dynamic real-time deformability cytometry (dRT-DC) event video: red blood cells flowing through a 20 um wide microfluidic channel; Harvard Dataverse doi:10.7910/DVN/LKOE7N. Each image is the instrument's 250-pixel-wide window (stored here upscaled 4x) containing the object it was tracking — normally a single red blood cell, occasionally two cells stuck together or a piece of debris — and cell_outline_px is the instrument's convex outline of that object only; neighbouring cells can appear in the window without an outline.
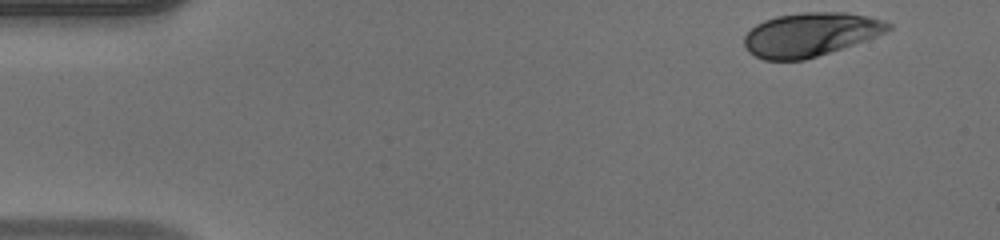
{"species": "human", "species_latin": "Homo sapiens", "temperature_condition": "warm", "stored_images_in_passage": 46, "camera_frame_rate_fps": 3000, "um_per_image_px": 0.085, "donor": {"sex": "male"}, "frame": {"image": 1, "passage_image": 1, "time_ms": 0.0, "image_size_px": [1000, 240], "cell_outline_px": [[892, 28], [876, 36], [804, 60], [764, 60], [748, 52], [744, 48], [744, 36], [756, 24], [764, 20], [776, 16], [804, 12], [848, 12], [868, 16], [884, 20], [892, 24]], "centroid_in_image_um": [68.85, 2.92], "position_along_channel_um": 16.1, "area_um2": 36.47}}
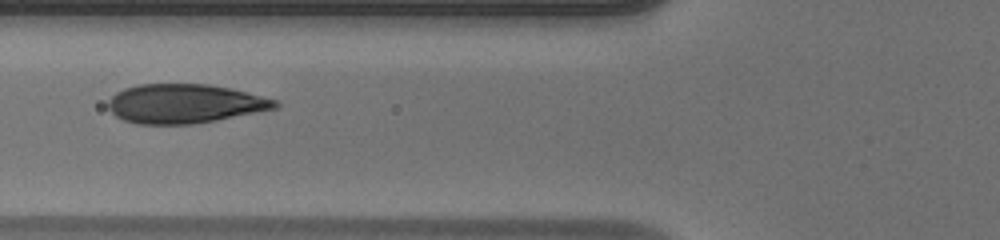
{"frame": {"image": 2, "passage_image": 16, "time_ms": 5.0, "image_size_px": [1000, 240], "cell_outline_px": [[280, 104], [276, 108], [216, 120], [192, 124], [136, 124], [124, 120], [116, 116], [108, 108], [108, 100], [116, 92], [124, 88], [140, 84], [208, 84], [228, 88], [276, 100]], "centroid_in_image_um": [15.64, 8.81], "position_along_channel_um": 110.2, "area_um2": 37.74}}
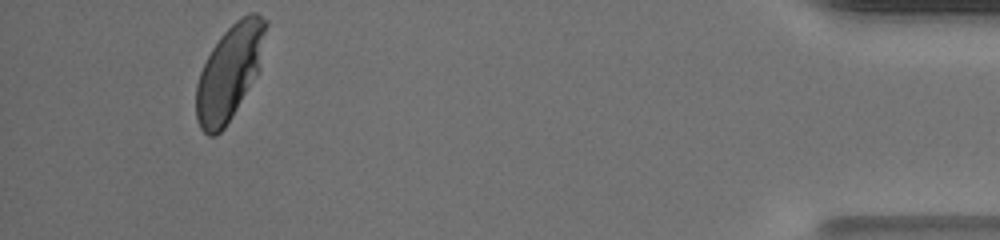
{"frame": {"image": 3, "passage_image": 43, "time_ms": 14.0, "image_size_px": [1000, 240], "cell_outline_px": [[268, 24], [260, 68], [224, 128], [220, 132], [212, 136], [208, 136], [200, 128], [196, 120], [196, 84], [200, 72], [212, 48], [220, 36], [236, 20], [252, 12], [256, 12], [268, 20]], "centroid_in_image_um": [19.51, 6.11], "position_along_channel_um": 415.7, "area_um2": 38.09}, "authors_computed_cell_mechanics": {"area_um2": 38.1191, "velocity_mm_per_s": 4.1575, "shape_relaxation_time_tau1_ms": 3.1931, "shape_relaxation_time_tau2_ms": null, "deformation_change_tau1": 0.1602, "deformation_change_tau2": null}}